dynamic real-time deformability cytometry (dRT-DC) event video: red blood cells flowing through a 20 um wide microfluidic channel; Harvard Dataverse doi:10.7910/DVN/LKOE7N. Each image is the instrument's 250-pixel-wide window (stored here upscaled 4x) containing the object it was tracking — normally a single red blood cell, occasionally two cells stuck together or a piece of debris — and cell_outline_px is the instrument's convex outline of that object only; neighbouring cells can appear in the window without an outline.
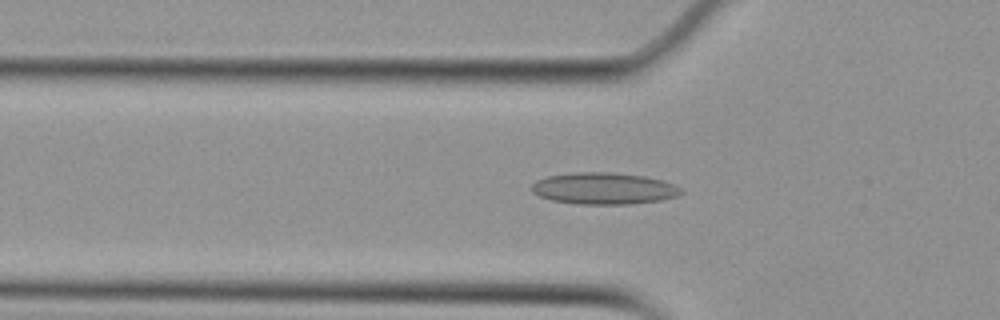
{"species": "Egyptian fruit bat (a non-hibernating species)", "species_latin": "Rousettus aegyptiacus", "temperature_condition": "cold", "stored_images_in_passage": 37, "camera_frame_rate_fps": 3000, "um_per_image_px": 0.085, "animal": {"sex": "female"}, "frame": {"image": 1, "passage_image": 6, "time_ms": 1.667, "image_size_px": [1000, 320], "cell_outline_px": [[684, 192], [680, 196], [660, 200], [628, 204], [576, 204], [552, 200], [540, 196], [532, 192], [532, 184], [536, 180], [548, 176], [572, 172], [612, 172], [644, 176], [660, 180], [672, 184], [680, 188]], "centroid_in_image_um": [51.32, 16.02], "position_along_channel_um": 74.5, "area_um2": 27.57}}
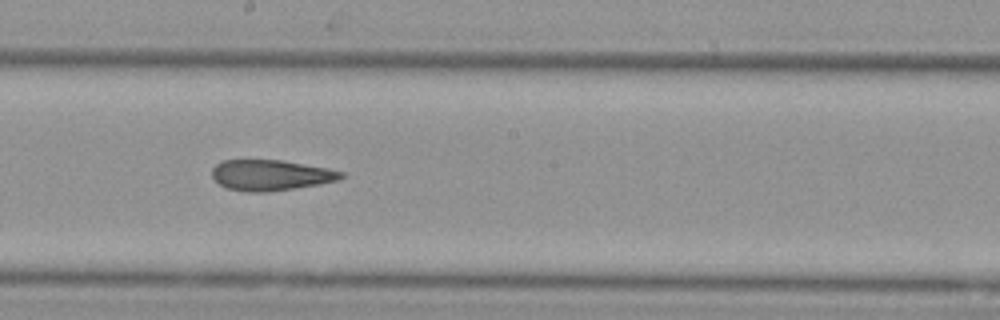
{"frame": {"image": 2, "passage_image": 18, "time_ms": 5.667, "image_size_px": [1000, 320], "cell_outline_px": [[344, 176], [336, 180], [320, 184], [296, 188], [268, 192], [248, 192], [224, 188], [212, 176], [212, 168], [216, 164], [224, 160], [284, 160], [328, 168], [344, 172]], "centroid_in_image_um": [23.0, 14.89], "position_along_channel_um": 225.2, "area_um2": 23.18}}
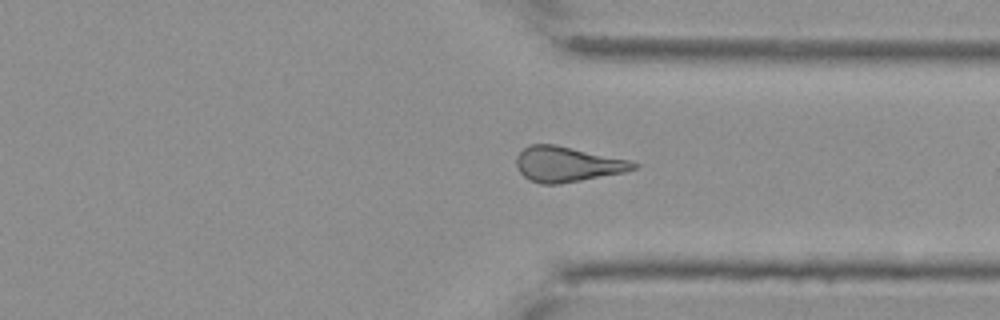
{"frame": {"image": 3, "passage_image": 29, "time_ms": 9.333, "image_size_px": [1000, 320], "cell_outline_px": [[640, 164], [636, 168], [624, 172], [560, 184], [540, 184], [528, 180], [520, 172], [516, 164], [516, 156], [524, 148], [532, 144], [556, 144], [632, 160]], "centroid_in_image_um": [48.23, 13.95], "position_along_channel_um": 363.2, "area_um2": 24.22}, "authors_computed_cell_mechanics": {"area_um2": 23.5246, "velocity_mm_per_s": 3.7629, "shape_relaxation_time_tau1_ms": null, "shape_relaxation_time_tau2_ms": 5.1507, "deformation_change_tau1": null, "deformation_change_tau2": 0.1622}}